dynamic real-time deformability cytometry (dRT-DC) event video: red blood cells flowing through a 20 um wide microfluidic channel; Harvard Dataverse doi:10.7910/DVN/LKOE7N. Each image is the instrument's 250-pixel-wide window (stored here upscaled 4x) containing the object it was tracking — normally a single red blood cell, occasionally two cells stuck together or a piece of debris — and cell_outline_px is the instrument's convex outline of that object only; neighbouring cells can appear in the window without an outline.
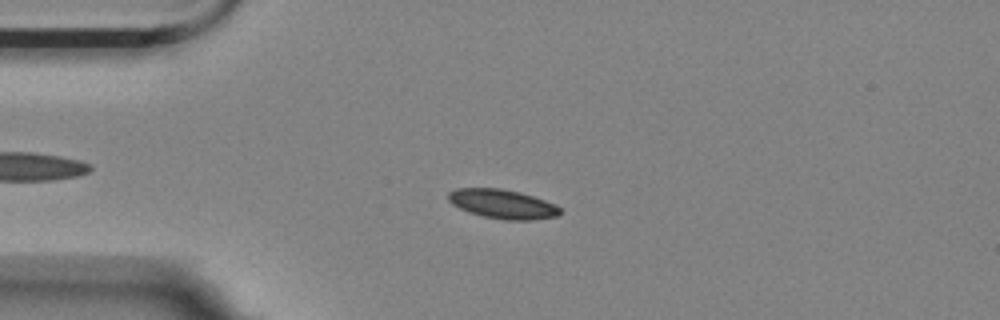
{"species": "Egyptian fruit bat (a non-hibernating species)", "species_latin": "Rousettus aegyptiacus", "temperature_condition": "room temperature", "stored_images_in_passage": 52, "camera_frame_rate_fps": 3000, "um_per_image_px": 0.085, "animal": {"sex": "female"}, "frame": {"image": 1, "passage_image": 13, "time_ms": 4.0, "image_size_px": [1000, 320], "cell_outline_px": [[560, 212], [556, 216], [532, 220], [504, 220], [484, 216], [468, 212], [452, 204], [448, 200], [448, 192], [456, 188], [500, 188], [520, 192], [556, 204], [560, 208]], "centroid_in_image_um": [42.69, 17.34], "position_along_channel_um": 42.3, "area_um2": 18.96}}
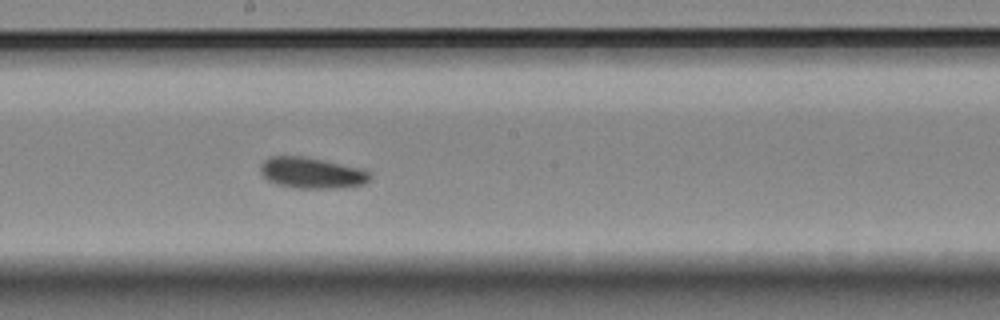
{"frame": {"image": 2, "passage_image": 30, "time_ms": 9.667, "image_size_px": [1000, 320], "cell_outline_px": [[372, 176], [364, 184], [340, 188], [296, 188], [276, 184], [268, 180], [260, 172], [260, 164], [268, 156], [304, 156], [364, 168], [372, 172]], "centroid_in_image_um": [26.52, 14.69], "position_along_channel_um": 221.7, "area_um2": 20.11}}
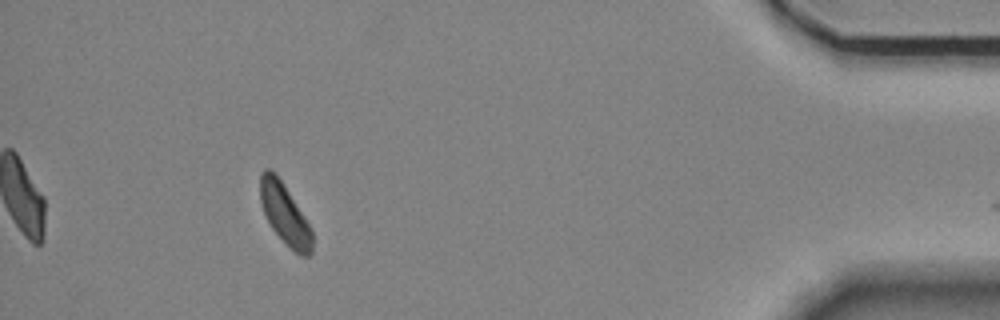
{"frame": {"image": 3, "passage_image": 51, "time_ms": 16.667, "image_size_px": [1000, 320], "cell_outline_px": [[312, 252], [308, 256], [300, 256], [288, 248], [272, 228], [260, 204], [260, 172], [264, 168], [268, 168], [276, 172], [284, 184], [312, 228]], "centroid_in_image_um": [24.2, 18.19], "position_along_channel_um": 411.0, "area_um2": 18.67}}